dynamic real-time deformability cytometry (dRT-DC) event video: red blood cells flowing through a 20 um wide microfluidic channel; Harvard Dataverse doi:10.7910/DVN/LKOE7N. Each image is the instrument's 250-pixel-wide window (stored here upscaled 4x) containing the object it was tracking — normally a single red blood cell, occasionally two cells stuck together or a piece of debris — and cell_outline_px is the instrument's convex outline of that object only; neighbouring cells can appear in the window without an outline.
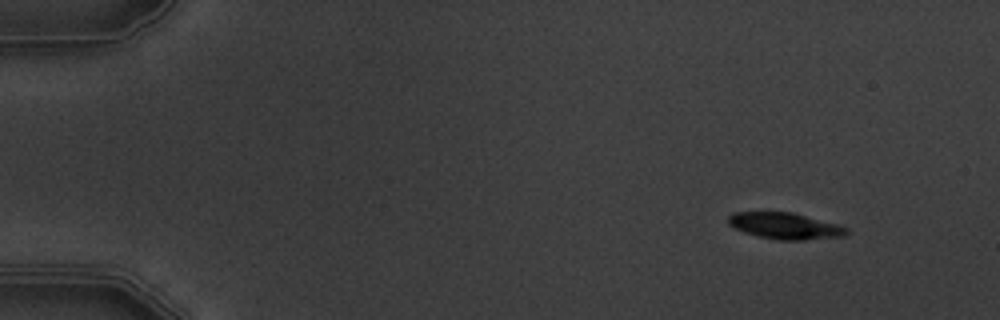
{"species": "common noctule bat (a hibernating species)", "species_latin": "Nyctalus noctula", "temperature_condition": "warm", "stored_images_in_passage": 5, "camera_frame_rate_fps": 3000, "um_per_image_px": 0.085, "animal": {"sex": "male", "body_mass_g": 19.5, "forearm_length_mm": 54.6}, "frame": {"image": 1, "passage_image": 1, "time_ms": 0.0, "image_size_px": [1000, 320], "cell_outline_px": [[848, 232], [844, 236], [804, 240], [780, 240], [760, 236], [744, 232], [728, 224], [728, 216], [732, 212], [792, 212], [836, 224], [848, 228]], "centroid_in_image_um": [66.72, 19.2], "position_along_channel_um": 18.3, "area_um2": 17.98}}
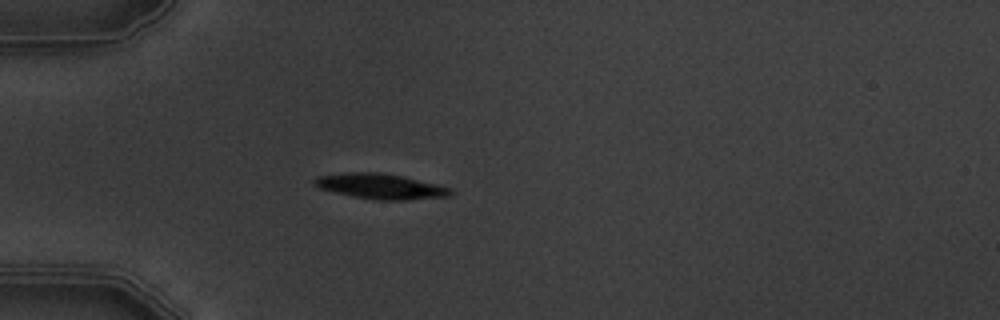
{"frame": {"image": 2, "passage_image": 4, "time_ms": 3.667, "image_size_px": [1000, 320], "cell_outline_px": [[456, 192], [452, 196], [408, 200], [376, 200], [352, 196], [320, 188], [312, 184], [312, 180], [316, 176], [344, 172], [380, 172], [404, 176], [452, 188]], "centroid_in_image_um": [32.38, 15.83], "position_along_channel_um": 52.6, "area_um2": 20.4}}